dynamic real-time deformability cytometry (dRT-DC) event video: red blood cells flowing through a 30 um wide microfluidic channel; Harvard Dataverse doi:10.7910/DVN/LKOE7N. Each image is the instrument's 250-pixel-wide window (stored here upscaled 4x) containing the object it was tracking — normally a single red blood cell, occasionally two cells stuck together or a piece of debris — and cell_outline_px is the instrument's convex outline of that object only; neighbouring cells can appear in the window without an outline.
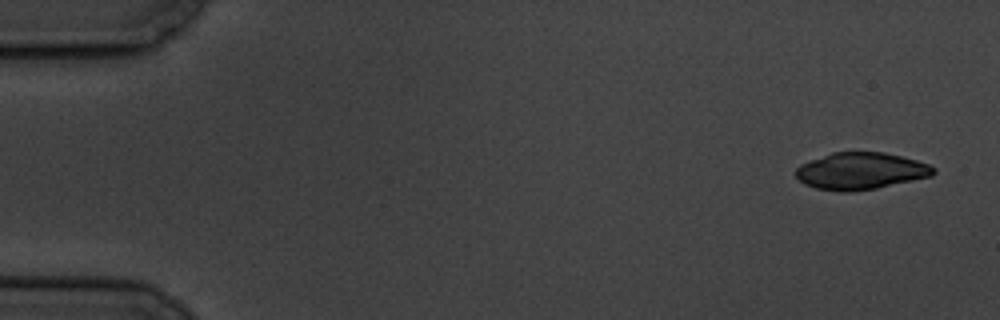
{"species": "common noctule bat (a hibernating species)", "species_latin": "Nyctalus noctula", "temperature_condition": "cold", "stored_images_in_passage": 5, "camera_frame_rate_fps": 3000, "um_per_image_px": 0.085, "animal": {"sex": "male", "body_mass_g": 19.5, "forearm_length_mm": 54.6}, "frame": {"image": 1, "passage_image": 1, "time_ms": 0.0, "image_size_px": [1000, 320], "cell_outline_px": [[936, 172], [932, 176], [876, 188], [848, 192], [840, 192], [816, 188], [804, 184], [796, 176], [796, 168], [800, 164], [832, 152], [884, 152], [916, 160], [928, 164], [936, 168]], "centroid_in_image_um": [73.16, 14.54], "position_along_channel_um": 11.8, "area_um2": 29.54}}